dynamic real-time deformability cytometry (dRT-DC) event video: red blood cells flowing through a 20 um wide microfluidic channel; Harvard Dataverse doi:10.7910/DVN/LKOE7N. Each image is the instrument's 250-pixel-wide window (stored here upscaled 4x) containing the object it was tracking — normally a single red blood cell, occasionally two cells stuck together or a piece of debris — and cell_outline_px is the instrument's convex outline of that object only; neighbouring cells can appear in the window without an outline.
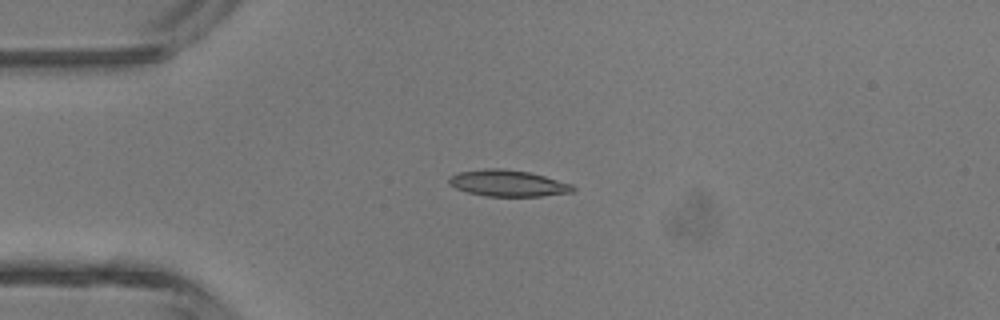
{"species": "common noctule bat (a hibernating species)", "species_latin": "Nyctalus noctula", "temperature_condition": "room temperature", "stored_images_in_passage": 4, "camera_frame_rate_fps": 3000, "um_per_image_px": 0.085, "animal": {"sex": "male", "body_mass_g": 13.3}, "frame": {"image": 1, "passage_image": 3, "time_ms": 2.333, "image_size_px": [1000, 320], "cell_outline_px": [[576, 188], [572, 192], [540, 196], [488, 196], [468, 192], [456, 188], [448, 184], [448, 176], [460, 172], [484, 168], [500, 168], [528, 172], [544, 176], [572, 184]], "centroid_in_image_um": [43.15, 15.57], "position_along_channel_um": 41.9, "area_um2": 18.96}}
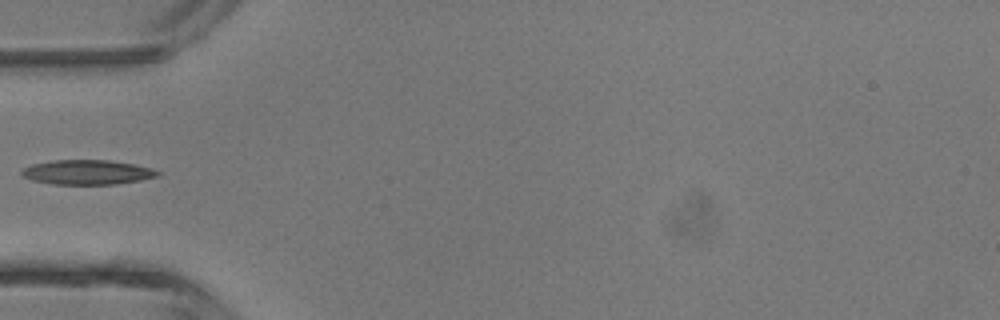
{"frame": {"image": 2, "passage_image": 4, "time_ms": 3.667, "image_size_px": [1000, 320], "cell_outline_px": [[160, 176], [140, 180], [116, 184], [52, 184], [32, 180], [20, 176], [20, 172], [24, 168], [32, 164], [52, 160], [108, 160], [132, 164], [152, 168], [160, 172]], "centroid_in_image_um": [7.39, 14.64], "position_along_channel_um": 77.6, "area_um2": 19.54}}